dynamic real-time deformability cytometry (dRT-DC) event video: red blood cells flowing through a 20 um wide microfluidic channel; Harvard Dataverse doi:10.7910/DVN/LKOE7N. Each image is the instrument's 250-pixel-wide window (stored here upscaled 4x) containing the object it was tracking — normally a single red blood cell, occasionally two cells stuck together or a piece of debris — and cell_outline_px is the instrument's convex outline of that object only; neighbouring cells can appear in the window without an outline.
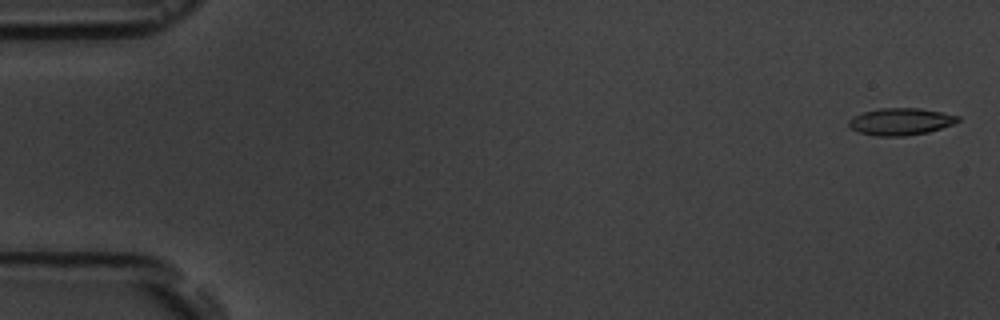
{"species": "common noctule bat (a hibernating species)", "species_latin": "Nyctalus noctula", "temperature_condition": "room temperature", "stored_images_in_passage": 5, "camera_frame_rate_fps": 3000, "um_per_image_px": 0.085, "animal": {"sex": "male", "body_mass_g": 19.5, "forearm_length_mm": 54.6}, "frame": {"image": 1, "passage_image": 1, "time_ms": 0.0, "image_size_px": [1000, 320], "cell_outline_px": [[960, 120], [952, 124], [928, 132], [904, 136], [876, 136], [860, 132], [852, 128], [848, 124], [848, 120], [852, 116], [864, 112], [880, 108], [920, 108], [960, 116]], "centroid_in_image_um": [76.54, 10.33], "position_along_channel_um": 8.5, "area_um2": 17.05}}
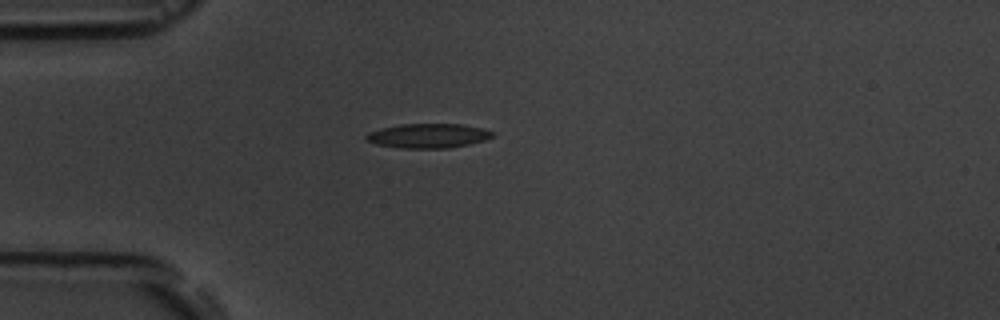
{"frame": {"image": 2, "passage_image": 5, "time_ms": 4.667, "image_size_px": [1000, 320], "cell_outline_px": [[496, 132], [492, 136], [484, 140], [468, 144], [448, 148], [400, 148], [376, 144], [364, 140], [364, 136], [368, 132], [400, 124], [460, 124], [480, 128]], "centroid_in_image_um": [36.35, 11.54], "position_along_channel_um": 48.6, "area_um2": 17.86}}